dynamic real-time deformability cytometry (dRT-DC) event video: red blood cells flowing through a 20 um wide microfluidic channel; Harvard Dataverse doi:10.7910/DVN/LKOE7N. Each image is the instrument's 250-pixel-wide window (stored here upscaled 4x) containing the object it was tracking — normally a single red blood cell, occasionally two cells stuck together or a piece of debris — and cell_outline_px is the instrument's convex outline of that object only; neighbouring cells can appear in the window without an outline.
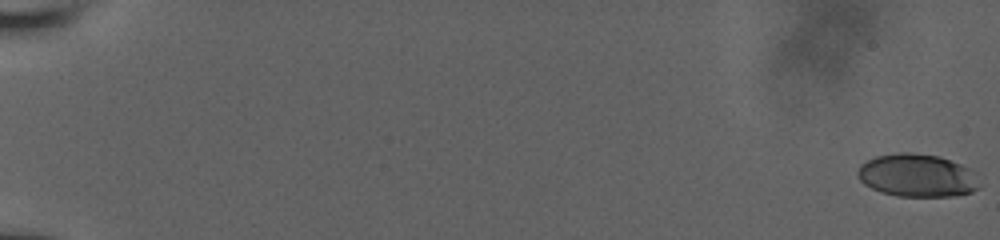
{"species": "human", "species_latin": "Homo sapiens", "temperature_condition": "room temperature", "stored_images_in_passage": 20, "camera_frame_rate_fps": 3000, "um_per_image_px": 0.085, "donor": {"sex": "male"}, "frame": {"image": 1, "passage_image": 1, "time_ms": 0.0, "image_size_px": [1000, 240], "cell_outline_px": [[980, 188], [972, 192], [952, 196], [896, 196], [880, 192], [864, 184], [860, 180], [856, 172], [860, 164], [876, 156], [900, 152], [908, 152], [940, 156], [960, 164], [968, 168], [980, 184]], "centroid_in_image_um": [77.93, 14.92], "position_along_channel_um": 7.1, "area_um2": 30.4}}
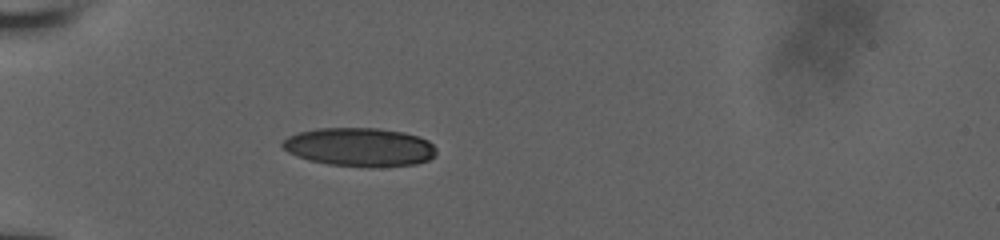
{"frame": {"image": 2, "passage_image": 18, "time_ms": 6.667, "image_size_px": [1000, 240], "cell_outline_px": [[436, 156], [428, 160], [416, 164], [372, 168], [368, 168], [328, 164], [308, 160], [296, 156], [288, 152], [280, 144], [288, 136], [300, 132], [316, 128], [376, 128], [404, 132], [428, 140], [436, 148]], "centroid_in_image_um": [30.58, 12.52], "position_along_channel_um": 54.4, "area_um2": 34.91}}
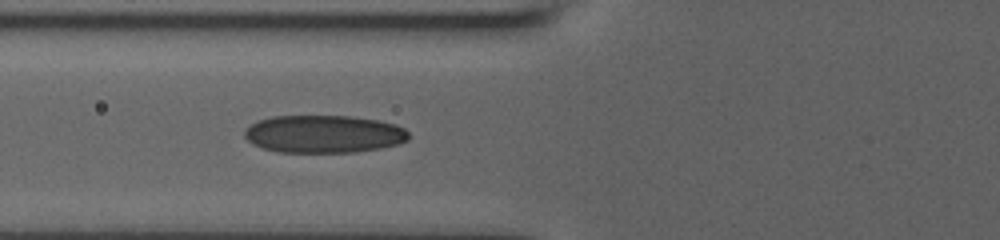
{"frame": {"image": 3, "passage_image": 20, "time_ms": 8.333, "image_size_px": [1000, 240], "cell_outline_px": [[408, 140], [396, 144], [380, 148], [356, 152], [280, 152], [264, 148], [252, 144], [244, 136], [244, 128], [260, 120], [272, 116], [352, 116], [380, 120], [396, 124], [404, 128], [408, 132]], "centroid_in_image_um": [27.52, 11.38], "position_along_channel_um": 98.3, "area_um2": 36.13}}